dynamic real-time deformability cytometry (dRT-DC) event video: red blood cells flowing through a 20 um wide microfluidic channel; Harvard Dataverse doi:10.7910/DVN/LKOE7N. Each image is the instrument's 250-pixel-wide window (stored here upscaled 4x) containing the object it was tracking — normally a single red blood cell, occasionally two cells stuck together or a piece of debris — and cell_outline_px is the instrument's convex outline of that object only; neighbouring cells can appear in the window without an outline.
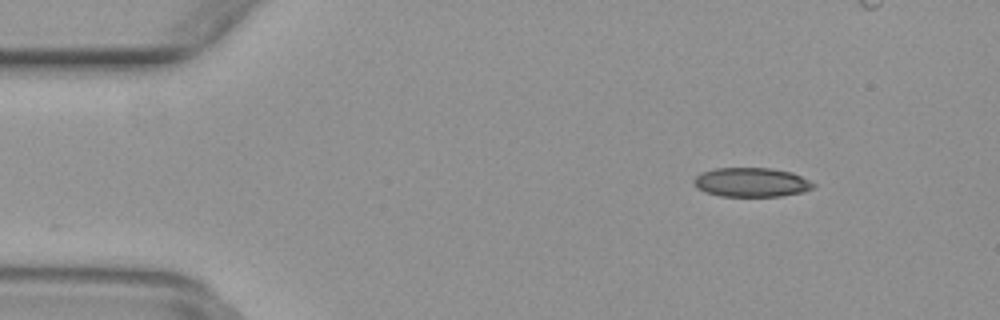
{"species": "common noctule bat (a hibernating species)", "species_latin": "Nyctalus noctula", "temperature_condition": "warm", "stored_images_in_passage": 37, "camera_frame_rate_fps": 3000, "um_per_image_px": 0.085, "animal": {"sex": "female", "body_mass_g": 29.2, "forearm_length_mm": 56.3}, "frame": {"image": 1, "passage_image": 1, "time_ms": 0.0, "image_size_px": [1000, 320], "cell_outline_px": [[816, 184], [812, 188], [804, 192], [780, 196], [720, 196], [704, 192], [696, 188], [692, 180], [700, 172], [716, 168], [772, 168], [792, 172]], "centroid_in_image_um": [63.83, 15.49], "position_along_channel_um": 21.2, "area_um2": 20.46}}
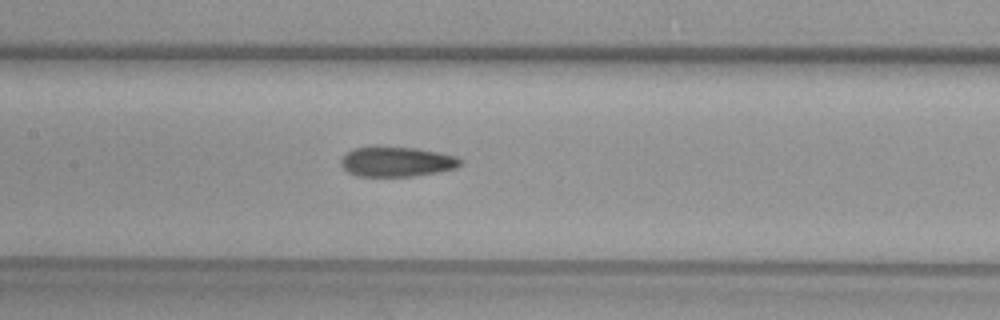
{"frame": {"image": 2, "passage_image": 18, "time_ms": 5.667, "image_size_px": [1000, 320], "cell_outline_px": [[464, 160], [456, 168], [440, 172], [412, 176], [356, 176], [348, 172], [340, 164], [340, 160], [352, 148], [376, 144], [416, 148], [440, 152], [456, 156]], "centroid_in_image_um": [33.71, 13.71], "position_along_channel_um": 173.7, "area_um2": 21.5}}
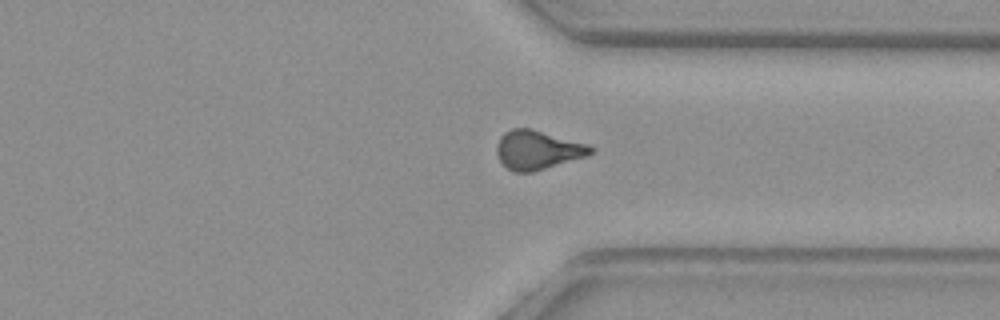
{"frame": {"image": 3, "passage_image": 32, "time_ms": 10.333, "image_size_px": [1000, 320], "cell_outline_px": [[592, 152], [588, 156], [532, 172], [512, 172], [500, 160], [496, 152], [496, 148], [500, 136], [504, 132], [512, 128], [532, 128], [588, 144], [592, 148]], "centroid_in_image_um": [45.68, 12.73], "position_along_channel_um": 365.7, "area_um2": 21.33}}